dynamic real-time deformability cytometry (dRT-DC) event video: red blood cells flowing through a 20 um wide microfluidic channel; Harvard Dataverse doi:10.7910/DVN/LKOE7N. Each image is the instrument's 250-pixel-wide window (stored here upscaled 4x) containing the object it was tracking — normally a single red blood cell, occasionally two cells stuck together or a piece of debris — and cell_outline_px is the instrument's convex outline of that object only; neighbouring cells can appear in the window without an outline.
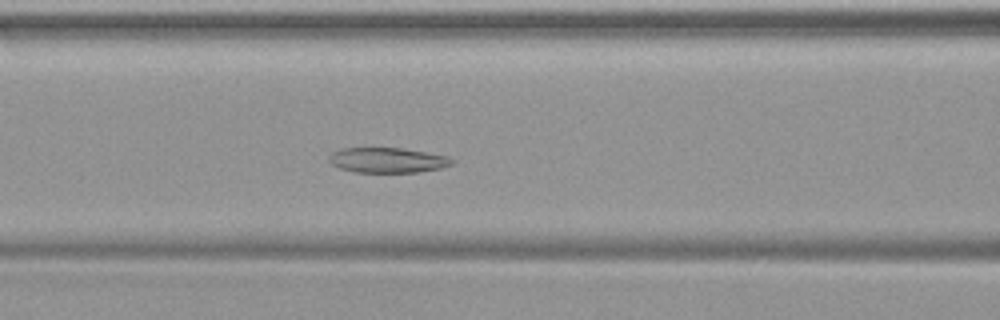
{"species": "common noctule bat (a hibernating species)", "species_latin": "Nyctalus noctula", "temperature_condition": "warm", "stored_images_in_passage": 48, "camera_frame_rate_fps": 3000, "um_per_image_px": 0.085, "animal": {"sex": "female", "body_mass_g": 19.9}, "frame": {"image": 1, "passage_image": 20, "time_ms": 6.333, "image_size_px": [1000, 320], "cell_outline_px": [[456, 160], [452, 164], [440, 168], [416, 172], [356, 172], [340, 168], [332, 164], [328, 160], [328, 156], [332, 152], [340, 148], [400, 148], [448, 156]], "centroid_in_image_um": [32.92, 13.61], "position_along_channel_um": 133.7, "area_um2": 17.92}}
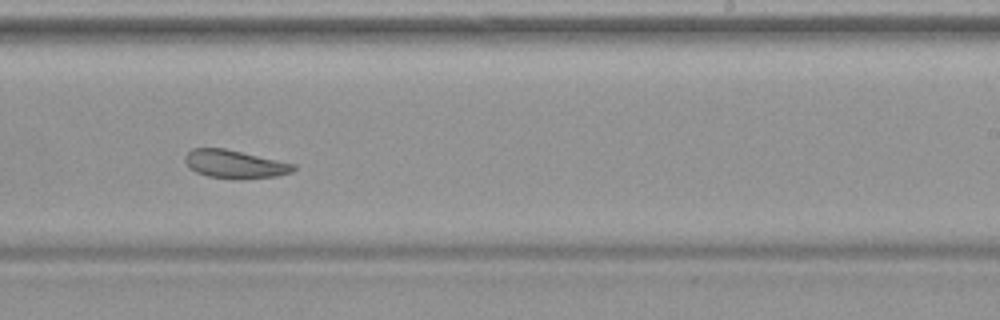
{"frame": {"image": 2, "passage_image": 30, "time_ms": 9.667, "image_size_px": [1000, 320], "cell_outline_px": [[296, 168], [292, 172], [276, 176], [236, 180], [208, 176], [196, 172], [184, 160], [184, 156], [192, 148], [224, 148], [296, 164]], "centroid_in_image_um": [19.97, 13.96], "position_along_channel_um": 269.0, "area_um2": 17.8}}
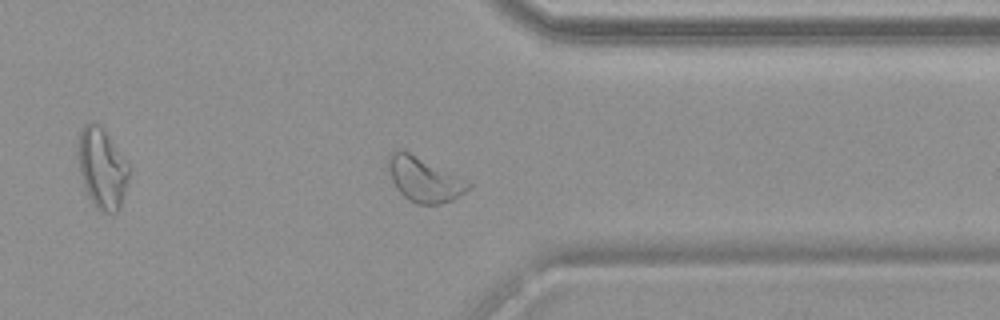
{"frame": {"image": 3, "passage_image": 38, "time_ms": 12.333, "image_size_px": [1000, 320], "cell_outline_px": [[472, 188], [452, 200], [440, 204], [416, 204], [408, 200], [396, 188], [392, 180], [388, 168], [388, 156], [396, 148], [404, 148], [472, 184]], "centroid_in_image_um": [36.02, 15.23], "position_along_channel_um": 375.4, "area_um2": 20.87}}